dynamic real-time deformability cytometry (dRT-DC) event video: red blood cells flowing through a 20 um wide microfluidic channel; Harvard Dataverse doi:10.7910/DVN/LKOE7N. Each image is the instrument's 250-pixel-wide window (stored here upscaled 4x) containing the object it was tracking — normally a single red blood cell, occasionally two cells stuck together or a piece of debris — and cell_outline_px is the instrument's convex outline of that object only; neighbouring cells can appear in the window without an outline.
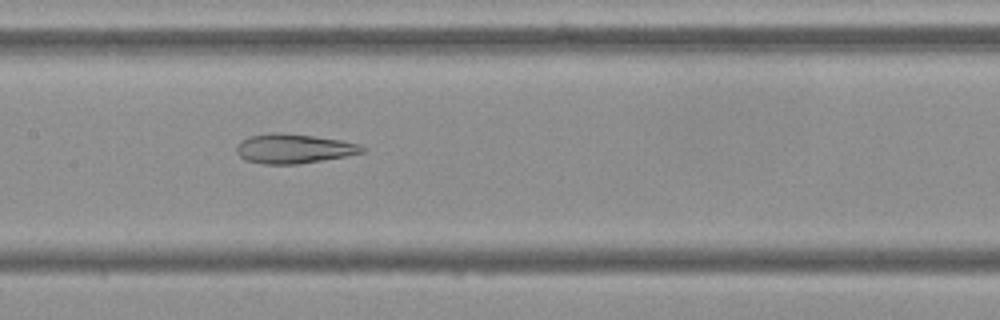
{"species": "Egyptian fruit bat (a non-hibernating species)", "species_latin": "Rousettus aegyptiacus", "temperature_condition": "cold", "stored_images_in_passage": 47, "camera_frame_rate_fps": 3000, "um_per_image_px": 0.085, "frame": {"image": 1, "passage_image": 26, "time_ms": 8.333, "image_size_px": [1000, 320], "cell_outline_px": [[368, 148], [364, 152], [344, 156], [296, 164], [264, 164], [244, 160], [236, 152], [236, 144], [240, 140], [248, 136], [268, 132], [280, 132], [312, 136], [340, 140], [356, 144]], "centroid_in_image_um": [24.88, 12.62], "position_along_channel_um": 182.5, "area_um2": 21.56}}
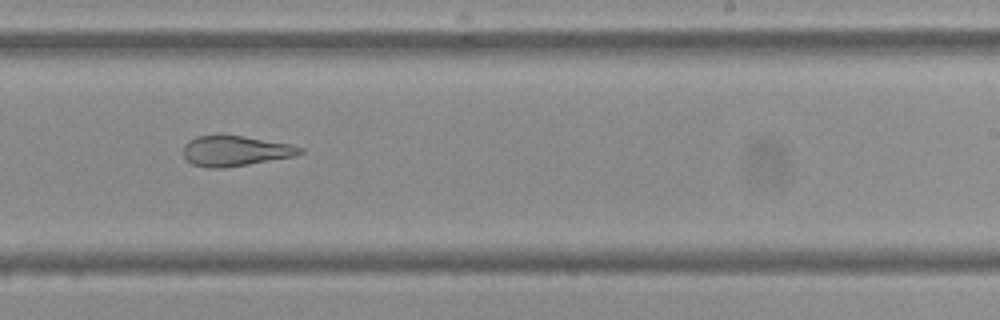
{"frame": {"image": 2, "passage_image": 33, "time_ms": 10.667, "image_size_px": [1000, 320], "cell_outline_px": [[304, 152], [296, 156], [224, 168], [212, 168], [192, 164], [184, 156], [184, 144], [188, 140], [196, 136], [244, 136], [288, 144], [304, 148]], "centroid_in_image_um": [20.01, 12.83], "position_along_channel_um": 269.0, "area_um2": 20.35}}
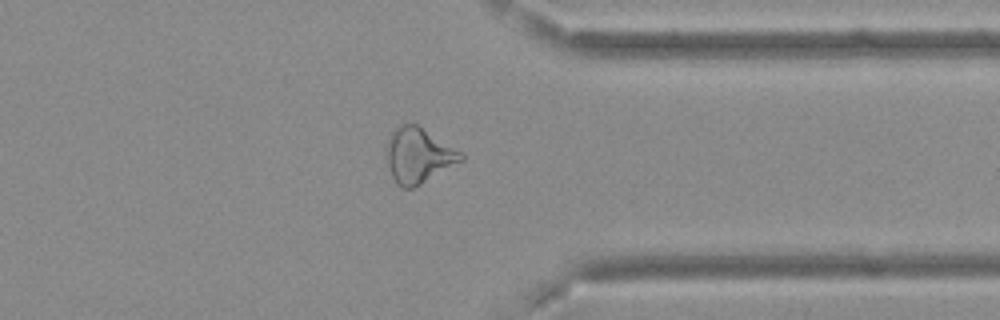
{"frame": {"image": 3, "passage_image": 42, "time_ms": 13.667, "image_size_px": [1000, 320], "cell_outline_px": [[464, 160], [420, 184], [412, 188], [400, 188], [396, 184], [392, 176], [384, 152], [384, 144], [388, 136], [400, 124], [416, 124], [460, 152], [464, 156]], "centroid_in_image_um": [35.49, 13.22], "position_along_channel_um": 375.9, "area_um2": 23.81}, "authors_computed_cell_mechanics": {"area_um2": 23.8714, "velocity_mm_per_s": 3.7199, "shape_relaxation_time_tau1_ms": null, "shape_relaxation_time_tau2_ms": 3.7902, "deformation_change_tau1": null, "deformation_change_tau2": 0.1394}}